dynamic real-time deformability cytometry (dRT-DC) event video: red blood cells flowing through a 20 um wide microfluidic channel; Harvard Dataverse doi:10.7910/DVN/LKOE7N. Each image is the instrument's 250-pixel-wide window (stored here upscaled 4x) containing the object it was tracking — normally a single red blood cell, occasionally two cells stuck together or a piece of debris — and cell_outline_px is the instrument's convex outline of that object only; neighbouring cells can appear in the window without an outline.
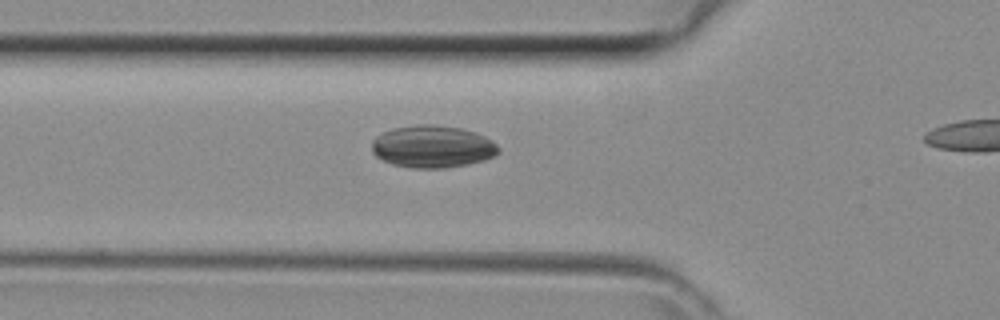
{"species": "common noctule bat (a hibernating species)", "species_latin": "Nyctalus noctula", "temperature_condition": "room temperature", "stored_images_in_passage": 24, "camera_frame_rate_fps": 3000, "um_per_image_px": 0.085, "animal": {"sex": "female", "body_mass_g": 29.2, "forearm_length_mm": 56.3}, "frame": {"image": 1, "passage_image": 2, "time_ms": 0.333, "image_size_px": [1000, 320], "cell_outline_px": [[500, 152], [484, 160], [468, 164], [444, 168], [412, 168], [392, 164], [376, 156], [372, 152], [372, 140], [376, 136], [392, 128], [416, 124], [432, 124], [460, 128], [476, 132], [492, 140], [500, 148]], "centroid_in_image_um": [36.76, 12.45], "position_along_channel_um": 89.0, "area_um2": 31.33}}
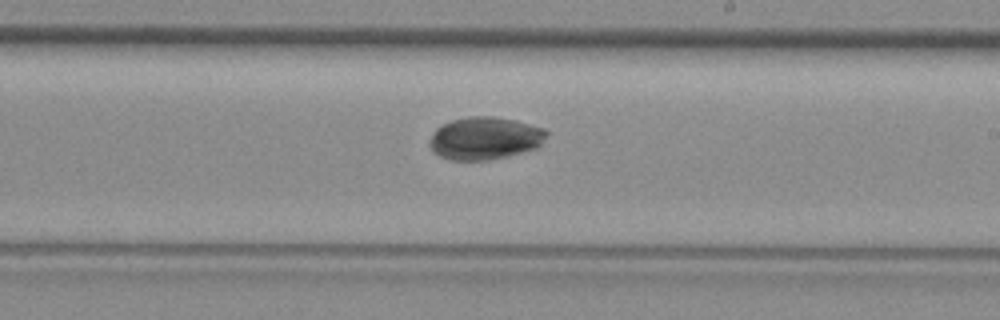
{"frame": {"image": 2, "passage_image": 12, "time_ms": 3.667, "image_size_px": [1000, 320], "cell_outline_px": [[548, 132], [540, 144], [532, 148], [508, 156], [488, 160], [448, 160], [440, 156], [428, 144], [428, 140], [436, 128], [452, 120], [468, 116], [496, 116], [516, 120], [544, 128]], "centroid_in_image_um": [41.18, 11.74], "position_along_channel_um": 247.8, "area_um2": 28.9}}
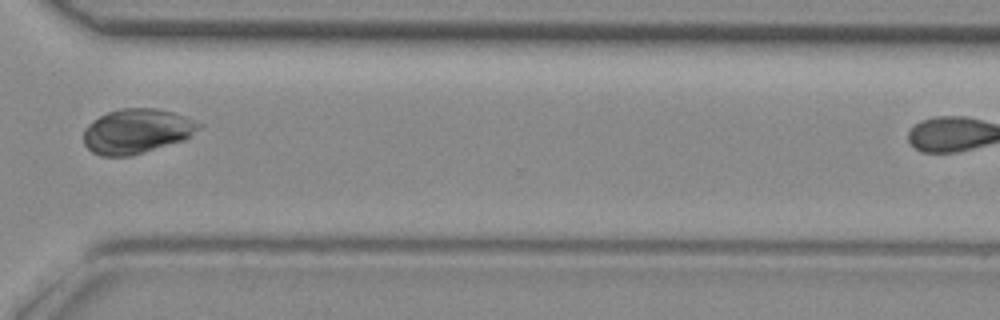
{"frame": {"image": 3, "passage_image": 19, "time_ms": 6.0, "image_size_px": [1000, 320], "cell_outline_px": [[204, 124], [200, 128], [184, 140], [132, 156], [100, 156], [92, 152], [84, 144], [84, 128], [92, 120], [108, 112], [120, 108], [156, 108], [172, 112], [184, 116]], "centroid_in_image_um": [11.61, 11.15], "position_along_channel_um": 359.0, "area_um2": 30.11}}